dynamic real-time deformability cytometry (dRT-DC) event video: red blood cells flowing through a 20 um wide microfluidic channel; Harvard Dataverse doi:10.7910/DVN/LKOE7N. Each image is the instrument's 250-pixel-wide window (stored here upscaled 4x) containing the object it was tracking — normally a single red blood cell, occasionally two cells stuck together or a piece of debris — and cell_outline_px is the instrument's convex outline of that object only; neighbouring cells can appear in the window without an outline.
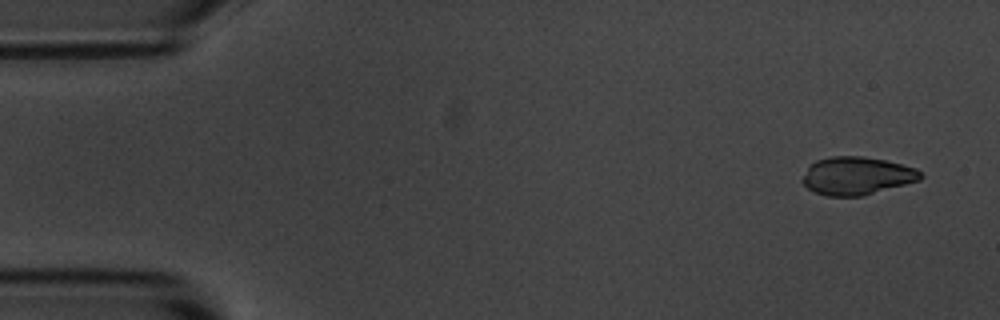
{"species": "common noctule bat (a hibernating species)", "species_latin": "Nyctalus noctula", "temperature_condition": "room temperature", "stored_images_in_passage": 5, "camera_frame_rate_fps": 3000, "um_per_image_px": 0.085, "animal": {"sex": "male", "body_mass_g": 20.1, "forearm_length_mm": 53.5}, "frame": {"image": 1, "passage_image": 1, "time_ms": 0.0, "image_size_px": [1000, 320], "cell_outline_px": [[924, 176], [920, 180], [864, 196], [828, 196], [816, 192], [808, 188], [800, 180], [808, 164], [816, 160], [832, 156], [864, 156], [884, 160], [916, 168]], "centroid_in_image_um": [72.8, 14.94], "position_along_channel_um": 12.2, "area_um2": 26.3}}